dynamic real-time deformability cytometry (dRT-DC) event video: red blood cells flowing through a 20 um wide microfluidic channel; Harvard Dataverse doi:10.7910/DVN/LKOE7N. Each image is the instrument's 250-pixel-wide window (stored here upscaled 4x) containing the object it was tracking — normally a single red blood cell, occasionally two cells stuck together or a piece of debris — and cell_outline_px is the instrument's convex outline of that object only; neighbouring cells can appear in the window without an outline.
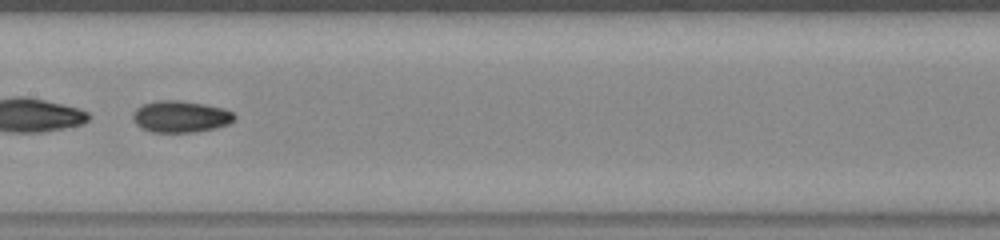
{"species": "common noctule bat (a hibernating species)", "species_latin": "Nyctalus noctula", "temperature_condition": "warm", "stored_images_in_passage": 42, "camera_frame_rate_fps": 3000, "um_per_image_px": 0.085, "animal": {"sex": "female", "body_mass_g": 23.0, "forearm_length_mm": 53.4}, "frame": {"image": 1, "passage_image": 25, "time_ms": 8.0, "image_size_px": [1000, 240], "cell_outline_px": [[236, 116], [228, 124], [212, 128], [192, 132], [152, 132], [140, 128], [136, 124], [132, 116], [136, 108], [144, 104], [156, 100], [180, 100], [204, 104], [224, 108], [232, 112]], "centroid_in_image_um": [15.32, 9.9], "position_along_channel_um": 192.1, "area_um2": 18.61}, "authors_computed_cell_mechanics": {"area_um2": 18.9295, "velocity_mm_per_s": 3.9368, "shape_relaxation_time_tau1_ms": null, "shape_relaxation_time_tau2_ms": 2.9647, "deformation_change_tau1": null, "deformation_change_tau2": 0.0648}}